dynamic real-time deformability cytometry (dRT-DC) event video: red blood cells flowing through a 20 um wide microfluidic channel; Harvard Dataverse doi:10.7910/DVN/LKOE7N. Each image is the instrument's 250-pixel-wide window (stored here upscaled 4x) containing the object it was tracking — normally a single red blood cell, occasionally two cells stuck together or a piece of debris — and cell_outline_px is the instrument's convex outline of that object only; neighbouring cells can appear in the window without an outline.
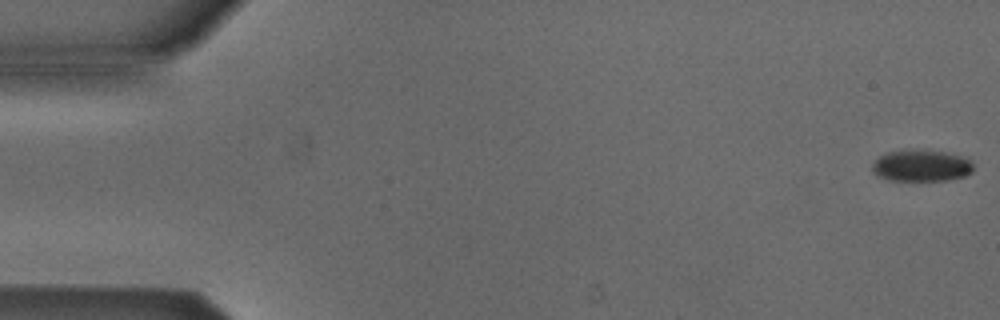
{"species": "Egyptian fruit bat (a non-hibernating species)", "species_latin": "Rousettus aegyptiacus", "temperature_condition": "cold", "stored_images_in_passage": 5, "camera_frame_rate_fps": 3000, "um_per_image_px": 0.085, "animal": {"sex": "male"}, "frame": {"image": 1, "passage_image": 1, "time_ms": 0.0, "image_size_px": [1000, 320], "cell_outline_px": [[972, 172], [964, 176], [948, 180], [892, 180], [880, 176], [872, 172], [872, 164], [880, 156], [888, 152], [944, 152], [960, 156], [968, 160], [972, 164]], "centroid_in_image_um": [78.31, 14.12], "position_along_channel_um": 6.7, "area_um2": 17.69}}
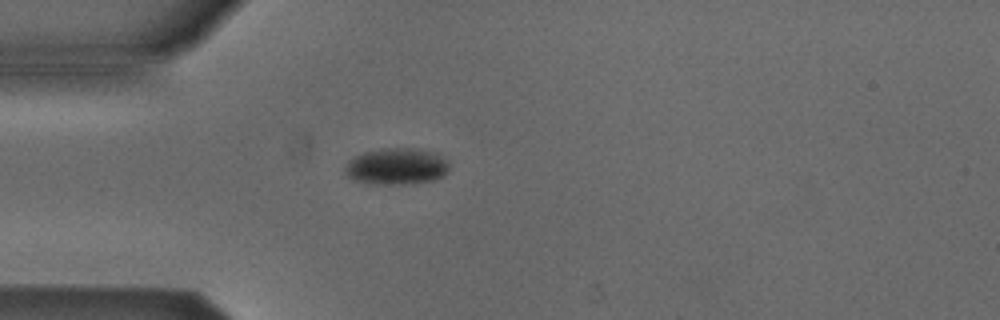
{"frame": {"image": 2, "passage_image": 5, "time_ms": 1.333, "image_size_px": [1000, 320], "cell_outline_px": [[448, 172], [444, 176], [432, 180], [396, 184], [380, 184], [352, 180], [344, 172], [344, 168], [348, 160], [364, 152], [384, 148], [416, 148], [432, 152], [448, 160]], "centroid_in_image_um": [33.69, 14.13], "position_along_channel_um": 51.3, "area_um2": 22.02}}